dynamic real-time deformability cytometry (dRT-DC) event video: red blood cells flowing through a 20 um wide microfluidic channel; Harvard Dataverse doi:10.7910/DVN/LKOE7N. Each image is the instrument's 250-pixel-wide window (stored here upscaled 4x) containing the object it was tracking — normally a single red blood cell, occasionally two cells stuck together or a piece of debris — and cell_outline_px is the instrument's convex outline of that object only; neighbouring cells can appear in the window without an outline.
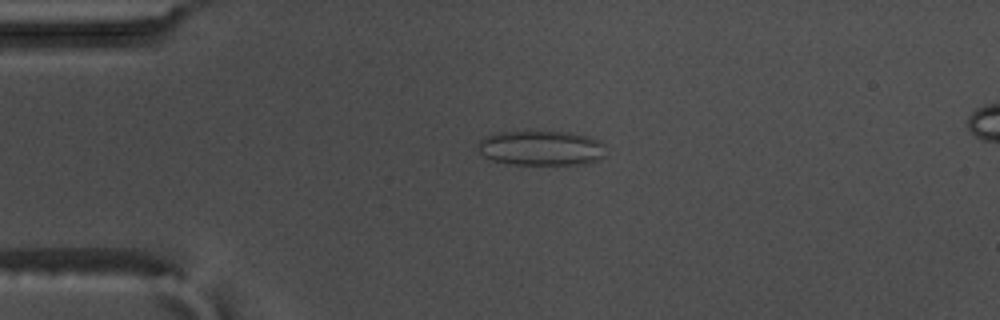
{"species": "common noctule bat (a hibernating species)", "species_latin": "Nyctalus noctula", "temperature_condition": "warm", "stored_images_in_passage": 44, "camera_frame_rate_fps": 3000, "um_per_image_px": 0.085, "animal": {"sex": "male", "body_mass_g": 17.5, "forearm_length_mm": 52.3}, "frame": {"image": 1, "passage_image": 1, "time_ms": 0.0, "image_size_px": [1000, 320], "cell_outline_px": [[604, 156], [596, 160], [584, 164], [508, 164], [492, 160], [484, 156], [476, 148], [476, 144], [484, 136], [492, 132], [568, 132], [588, 136], [600, 140], [604, 144]], "centroid_in_image_um": [45.95, 12.58], "position_along_channel_um": 39.0, "area_um2": 26.13}}
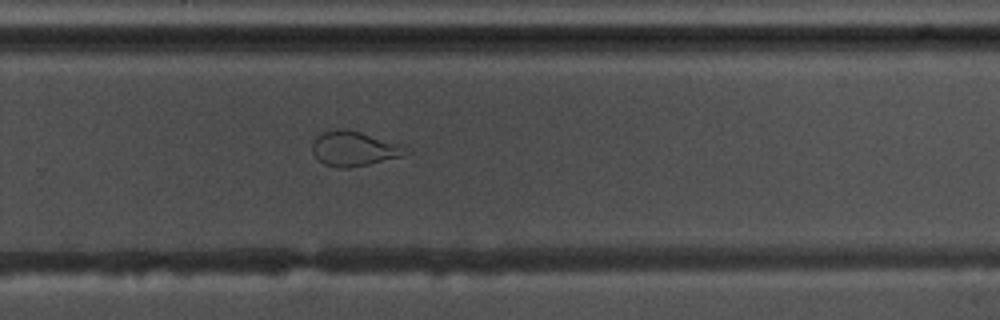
{"frame": {"image": 2, "passage_image": 25, "time_ms": 8.0, "image_size_px": [1000, 320], "cell_outline_px": [[412, 152], [400, 156], [368, 164], [348, 168], [340, 168], [324, 164], [312, 152], [312, 144], [316, 136], [324, 132], [336, 128], [344, 128], [360, 132], [404, 144]], "centroid_in_image_um": [30.12, 12.62], "position_along_channel_um": 299.7, "area_um2": 19.02}}
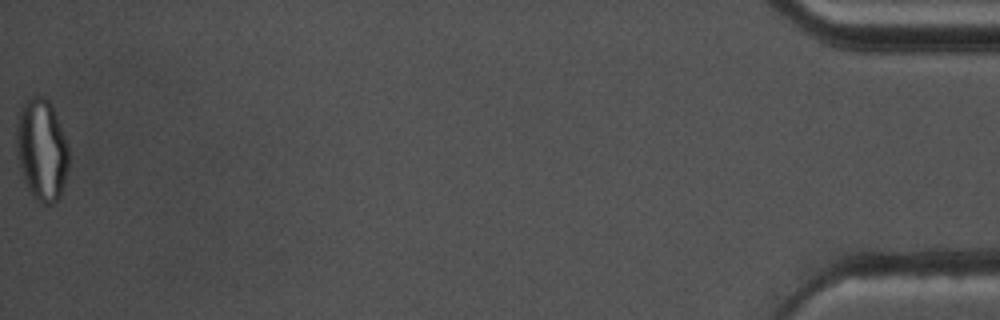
{"frame": {"image": 3, "passage_image": 44, "time_ms": 14.333, "image_size_px": [1000, 320], "cell_outline_px": [[68, 164], [60, 196], [52, 204], [44, 204], [32, 196], [28, 192], [16, 156], [16, 124], [20, 104], [32, 96], [44, 96], [52, 104], [68, 144]], "centroid_in_image_um": [3.51, 12.69], "position_along_channel_um": 431.7, "area_um2": 31.39}}